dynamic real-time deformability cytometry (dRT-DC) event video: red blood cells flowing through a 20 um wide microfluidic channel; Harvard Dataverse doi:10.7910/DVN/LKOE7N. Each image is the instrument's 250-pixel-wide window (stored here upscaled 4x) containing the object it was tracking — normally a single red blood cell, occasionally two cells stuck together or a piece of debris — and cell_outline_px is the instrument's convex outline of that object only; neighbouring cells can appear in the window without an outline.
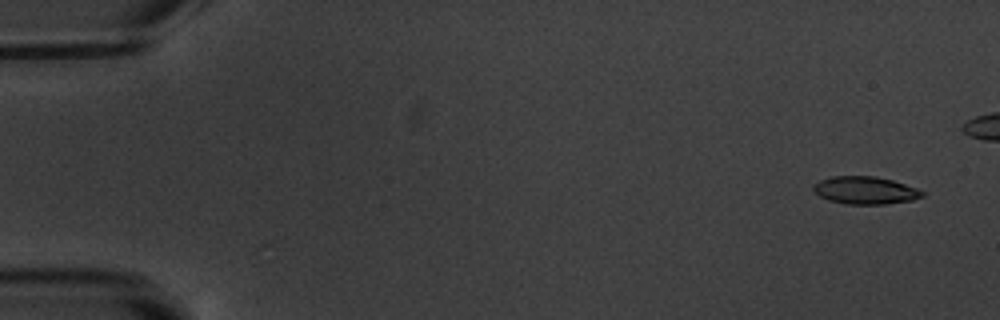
{"species": "common noctule bat (a hibernating species)", "species_latin": "Nyctalus noctula", "temperature_condition": "warm", "stored_images_in_passage": 5, "camera_frame_rate_fps": 3000, "um_per_image_px": 0.085, "animal": {"sex": "male", "body_mass_g": 20.1, "forearm_length_mm": 53.5}, "frame": {"image": 1, "passage_image": 1, "time_ms": 0.0, "image_size_px": [1000, 320], "cell_outline_px": [[924, 196], [912, 200], [884, 204], [844, 204], [828, 200], [820, 196], [812, 188], [812, 184], [820, 180], [832, 176], [876, 176], [892, 180], [916, 188], [924, 192]], "centroid_in_image_um": [73.52, 16.17], "position_along_channel_um": 11.5, "area_um2": 17.51}}